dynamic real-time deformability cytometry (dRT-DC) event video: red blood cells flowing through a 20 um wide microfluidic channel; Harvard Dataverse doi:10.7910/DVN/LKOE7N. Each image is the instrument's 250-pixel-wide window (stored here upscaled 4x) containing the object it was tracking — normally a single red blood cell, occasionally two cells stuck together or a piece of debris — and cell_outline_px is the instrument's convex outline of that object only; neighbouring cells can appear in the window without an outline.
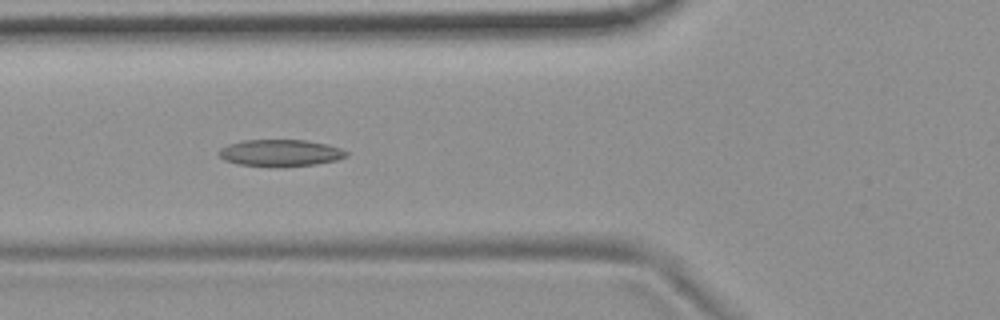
{"species": "common noctule bat (a hibernating species)", "species_latin": "Nyctalus noctula", "temperature_condition": "room temperature", "stored_images_in_passage": 53, "camera_frame_rate_fps": 3000, "um_per_image_px": 0.085, "animal": {"sex": "female", "body_mass_g": 19.9}, "frame": {"image": 1, "passage_image": 19, "time_ms": 6.0, "image_size_px": [1000, 320], "cell_outline_px": [[348, 156], [336, 160], [316, 164], [276, 168], [272, 168], [236, 164], [224, 160], [216, 152], [220, 148], [228, 144], [240, 140], [308, 140], [328, 144], [340, 148], [348, 152]], "centroid_in_image_um": [23.79, 13.01], "position_along_channel_um": 102.0, "area_um2": 20.46}}
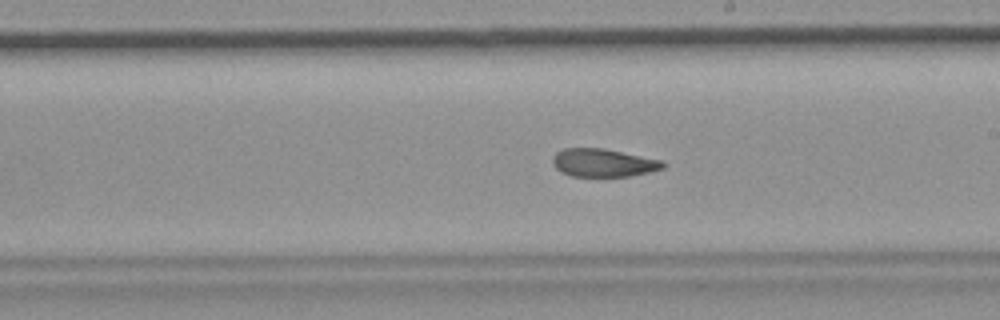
{"frame": {"image": 2, "passage_image": 30, "time_ms": 9.667, "image_size_px": [1000, 320], "cell_outline_px": [[668, 164], [664, 168], [632, 176], [572, 176], [560, 172], [552, 164], [552, 156], [556, 152], [564, 148], [604, 148], [664, 160]], "centroid_in_image_um": [51.3, 13.83], "position_along_channel_um": 237.7, "area_um2": 18.32}}
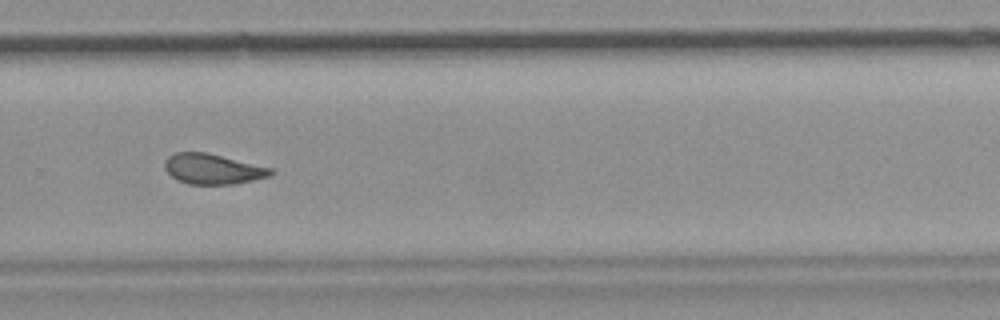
{"frame": {"image": 3, "passage_image": 36, "time_ms": 11.667, "image_size_px": [1000, 320], "cell_outline_px": [[272, 172], [268, 176], [236, 184], [188, 184], [176, 180], [164, 168], [164, 160], [168, 156], [176, 152], [208, 152], [272, 168]], "centroid_in_image_um": [18.04, 14.35], "position_along_channel_um": 311.8, "area_um2": 18.73}, "authors_computed_cell_mechanics": {"area_um2": 19.5364, "velocity_mm_per_s": 3.7071, "shape_relaxation_time_tau1_ms": null, "shape_relaxation_time_tau2_ms": 3.9487, "deformation_change_tau1": null, "deformation_change_tau2": 0.1069}}